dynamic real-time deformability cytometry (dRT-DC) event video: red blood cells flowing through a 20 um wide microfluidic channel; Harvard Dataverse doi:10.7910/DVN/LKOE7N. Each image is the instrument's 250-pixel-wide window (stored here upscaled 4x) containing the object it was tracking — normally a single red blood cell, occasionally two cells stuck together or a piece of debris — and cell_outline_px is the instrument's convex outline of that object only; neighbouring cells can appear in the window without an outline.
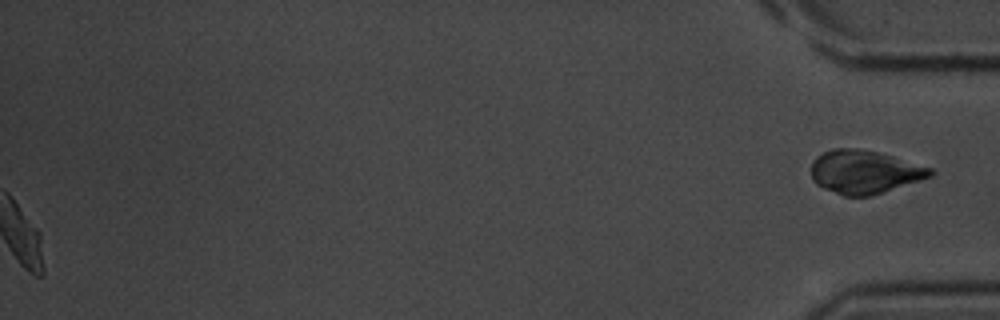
{"species": "common noctule bat (a hibernating species)", "species_latin": "Nyctalus noctula", "temperature_condition": "room temperature", "stored_images_in_passage": 36, "segment_of_instrument_passage": [2, 2], "camera_frame_rate_fps": 3000, "um_per_image_px": 0.085, "animal": {"sex": "male", "body_mass_g": 20.1, "forearm_length_mm": 53.5}, "frame": {"image": 1, "passage_image": 36, "time_ms": 11.667, "image_size_px": [1000, 320], "cell_outline_px": [[936, 172], [932, 176], [920, 180], [868, 196], [844, 196], [824, 188], [816, 184], [812, 180], [812, 160], [816, 156], [832, 148], [860, 148], [892, 156], [932, 168]], "centroid_in_image_um": [73.45, 14.6], "position_along_channel_um": 361.7, "area_um2": 29.88}}